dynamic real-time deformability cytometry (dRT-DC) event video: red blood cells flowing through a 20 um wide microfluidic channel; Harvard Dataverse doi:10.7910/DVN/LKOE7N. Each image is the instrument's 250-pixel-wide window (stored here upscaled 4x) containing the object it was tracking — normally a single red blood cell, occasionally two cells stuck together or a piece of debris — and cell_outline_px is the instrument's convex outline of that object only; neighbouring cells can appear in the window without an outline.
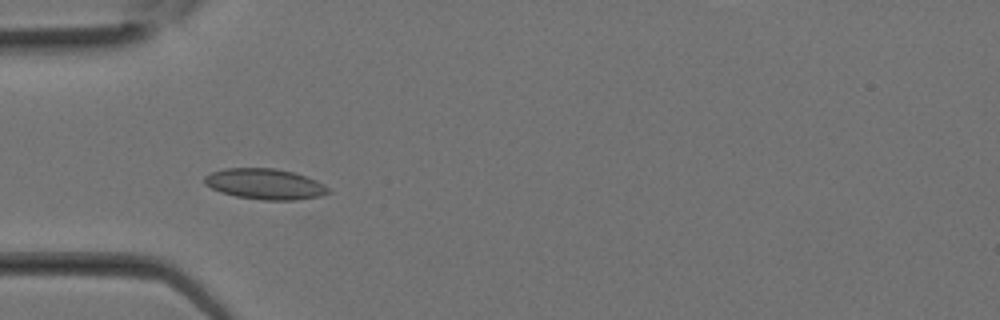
{"species": "Egyptian fruit bat (a non-hibernating species)", "species_latin": "Rousettus aegyptiacus", "temperature_condition": "room temperature", "stored_images_in_passage": 26, "segment_of_instrument_passage": [1, 2], "camera_frame_rate_fps": 3000, "um_per_image_px": 0.085, "animal": {"sex": "female"}, "frame": {"image": 1, "passage_image": 6, "time_ms": 1.667, "image_size_px": [1000, 320], "cell_outline_px": [[332, 192], [320, 196], [296, 200], [264, 200], [236, 196], [220, 192], [204, 184], [204, 176], [212, 172], [224, 168], [276, 168], [292, 172], [316, 180], [324, 184]], "centroid_in_image_um": [22.52, 15.64], "position_along_channel_um": 62.5, "area_um2": 22.14}}
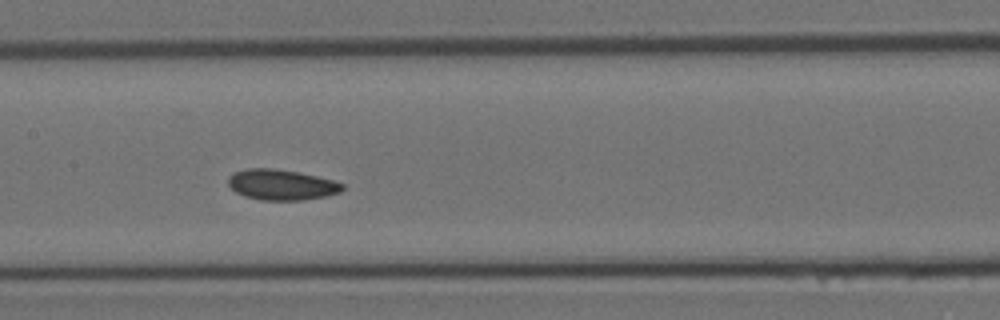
{"frame": {"image": 2, "passage_image": 11, "time_ms": 3.333, "image_size_px": [1000, 320], "cell_outline_px": [[344, 188], [340, 192], [328, 196], [304, 200], [260, 200], [244, 196], [236, 192], [228, 184], [228, 176], [232, 172], [248, 168], [272, 168], [296, 172], [316, 176], [332, 180], [344, 184]], "centroid_in_image_um": [23.91, 15.71], "position_along_channel_um": 183.5, "area_um2": 20.4}}
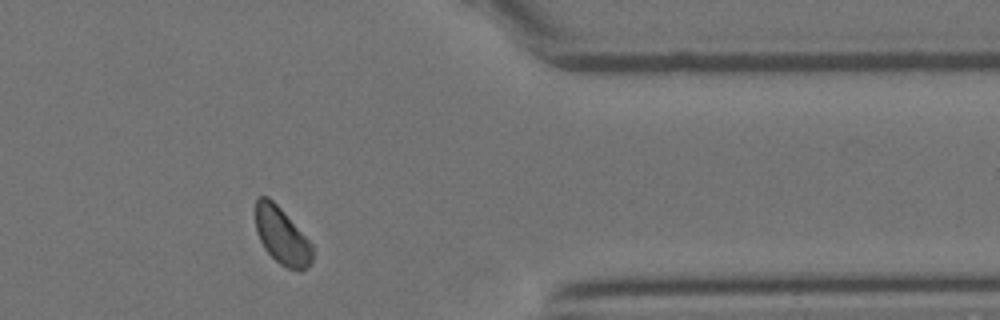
{"frame": {"image": 3, "passage_image": 20, "time_ms": 6.333, "image_size_px": [1000, 320], "cell_outline_px": [[312, 260], [308, 268], [300, 272], [288, 268], [280, 264], [264, 248], [256, 232], [256, 200], [260, 196], [268, 196], [284, 212], [312, 244]], "centroid_in_image_um": [23.96, 20.08], "position_along_channel_um": 387.4, "area_um2": 18.73}}